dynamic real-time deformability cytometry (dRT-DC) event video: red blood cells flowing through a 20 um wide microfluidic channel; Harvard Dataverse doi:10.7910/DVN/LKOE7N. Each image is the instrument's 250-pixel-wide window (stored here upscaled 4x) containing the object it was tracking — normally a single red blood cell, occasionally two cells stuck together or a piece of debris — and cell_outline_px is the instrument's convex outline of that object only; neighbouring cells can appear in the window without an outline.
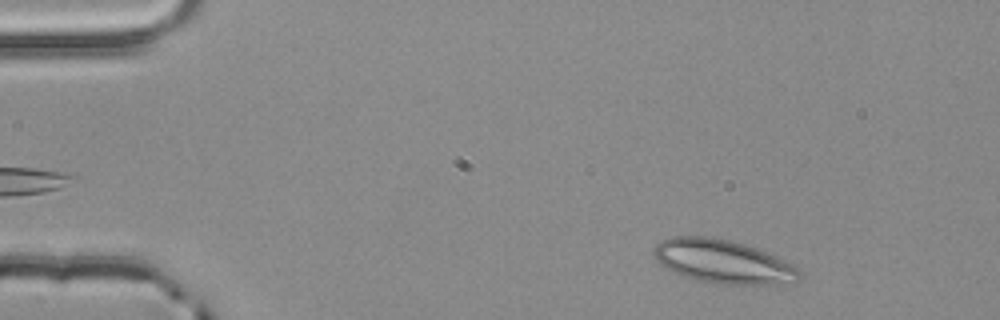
{"species": "common noctule bat (a hibernating species)", "species_latin": "Nyctalus noctula", "temperature_condition": "room temperature", "stored_images_in_passage": 50, "camera_frame_rate_fps": 3000, "um_per_image_px": 0.085, "animal": {"sex": "male", "body_mass_g": 20.4}, "frame": {"image": 1, "passage_image": 3, "time_ms": 0.667, "image_size_px": [1000, 320], "cell_outline_px": [[804, 272], [800, 280], [776, 284], [720, 284], [696, 280], [684, 276], [660, 264], [656, 256], [656, 244], [660, 240], [672, 236], [712, 236], [744, 244], [756, 248], [776, 256], [800, 268]], "centroid_in_image_um": [61.52, 22.23], "position_along_channel_um": 23.5, "area_um2": 36.82}}
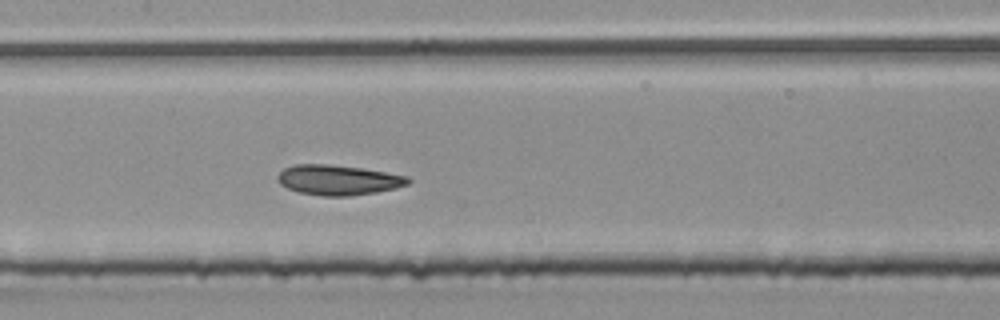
{"frame": {"image": 2, "passage_image": 22, "time_ms": 7.0, "image_size_px": [1000, 320], "cell_outline_px": [[412, 180], [408, 184], [396, 188], [376, 192], [348, 196], [320, 196], [300, 192], [288, 188], [280, 184], [276, 180], [276, 176], [284, 168], [296, 164], [328, 164], [360, 168], [408, 176]], "centroid_in_image_um": [28.73, 15.3], "position_along_channel_um": 178.7, "area_um2": 22.83}}
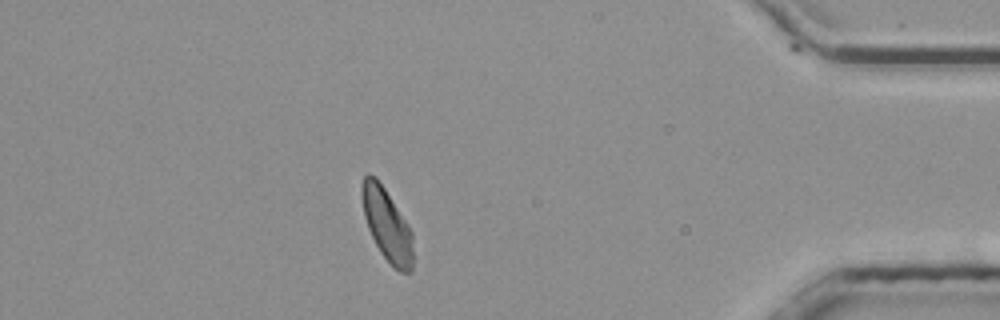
{"frame": {"image": 3, "passage_image": 43, "time_ms": 14.0, "image_size_px": [1000, 320], "cell_outline_px": [[412, 272], [400, 272], [392, 268], [380, 252], [368, 228], [364, 216], [360, 196], [360, 184], [364, 176], [368, 172], [376, 176], [408, 224], [412, 232]], "centroid_in_image_um": [32.86, 19.08], "position_along_channel_um": 402.3, "area_um2": 21.79}, "authors_computed_cell_mechanics": {"area_um2": 22.4264, "velocity_mm_per_s": 3.8312, "shape_relaxation_time_tau1_ms": 7.5648, "shape_relaxation_time_tau2_ms": 1.851, "deformation_change_tau1": 0.1428, "deformation_change_tau2": 0.0777}}